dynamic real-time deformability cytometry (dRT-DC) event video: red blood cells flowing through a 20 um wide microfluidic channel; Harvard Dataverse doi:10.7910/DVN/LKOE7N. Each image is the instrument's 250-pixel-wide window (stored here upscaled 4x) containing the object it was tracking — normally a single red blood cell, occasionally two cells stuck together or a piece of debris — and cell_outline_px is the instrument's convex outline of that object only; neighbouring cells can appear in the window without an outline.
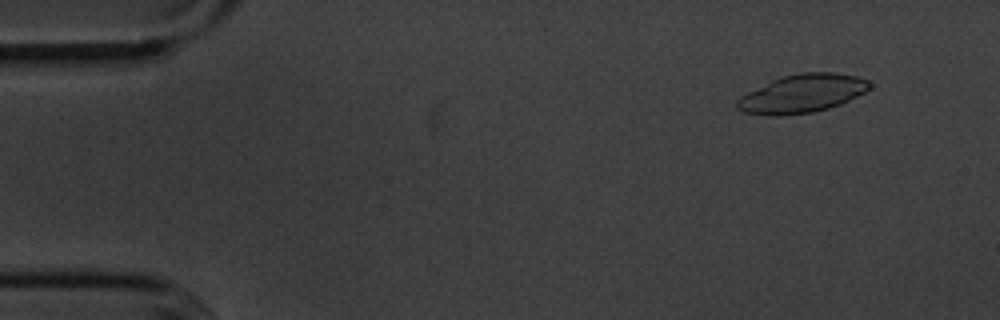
{"species": "common noctule bat (a hibernating species)", "species_latin": "Nyctalus noctula", "temperature_condition": "cold", "stored_images_in_passage": 11, "camera_frame_rate_fps": 3000, "um_per_image_px": 0.085, "animal": {"sex": "male", "body_mass_g": 20.1, "forearm_length_mm": 53.5}, "frame": {"image": 1, "passage_image": 5, "time_ms": 1.333, "image_size_px": [1000, 320], "cell_outline_px": [[872, 84], [864, 92], [840, 104], [828, 108], [812, 112], [780, 116], [768, 116], [744, 112], [736, 108], [736, 100], [740, 96], [780, 76], [800, 72], [836, 72], [856, 76], [868, 80]], "centroid_in_image_um": [68.15, 7.95], "position_along_channel_um": 16.8, "area_um2": 29.59}}